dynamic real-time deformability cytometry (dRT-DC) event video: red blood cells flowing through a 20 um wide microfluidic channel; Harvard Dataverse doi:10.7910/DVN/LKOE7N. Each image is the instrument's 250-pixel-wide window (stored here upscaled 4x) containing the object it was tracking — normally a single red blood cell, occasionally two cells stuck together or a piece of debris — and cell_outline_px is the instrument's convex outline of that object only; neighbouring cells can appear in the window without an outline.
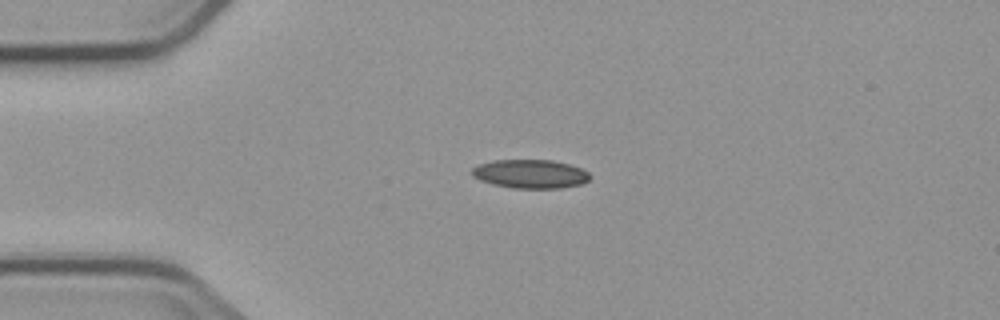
{"species": "common noctule bat (a hibernating species)", "species_latin": "Nyctalus noctula", "temperature_condition": "cold", "stored_images_in_passage": 3, "camera_frame_rate_fps": 3000, "um_per_image_px": 0.085, "animal": {"sex": "male", "body_mass_g": 23.1, "forearm_length_mm": 52.7}, "frame": {"image": 1, "passage_image": 2, "time_ms": 2.0, "image_size_px": [1000, 320], "cell_outline_px": [[588, 180], [580, 184], [560, 188], [512, 188], [492, 184], [480, 180], [472, 176], [472, 168], [480, 164], [492, 160], [552, 160], [568, 164], [580, 168], [588, 172]], "centroid_in_image_um": [45.04, 14.78], "position_along_channel_um": 40.0, "area_um2": 19.59}}